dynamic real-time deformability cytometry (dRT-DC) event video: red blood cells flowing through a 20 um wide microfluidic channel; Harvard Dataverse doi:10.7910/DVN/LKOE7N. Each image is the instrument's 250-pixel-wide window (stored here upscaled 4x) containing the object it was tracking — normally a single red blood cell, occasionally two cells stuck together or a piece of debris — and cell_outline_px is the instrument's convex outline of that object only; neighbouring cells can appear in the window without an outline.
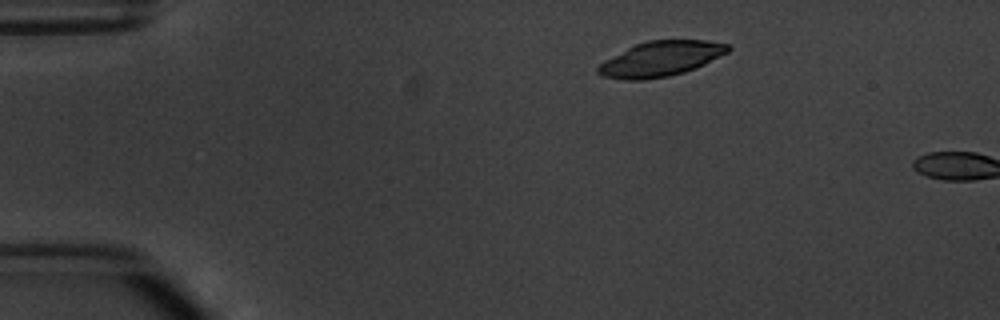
{"species": "common noctule bat (a hibernating species)", "species_latin": "Nyctalus noctula", "temperature_condition": "warm", "stored_images_in_passage": 2, "camera_frame_rate_fps": 3000, "um_per_image_px": 0.085, "animal": {"sex": "male", "body_mass_g": 20.1, "forearm_length_mm": 53.5}, "frame": {"image": 1, "passage_image": 1, "time_ms": 0.0, "image_size_px": [1000, 320], "cell_outline_px": [[732, 48], [728, 52], [696, 68], [684, 72], [668, 76], [644, 80], [624, 80], [604, 76], [596, 72], [596, 68], [604, 60], [636, 44], [648, 40], [704, 40], [728, 44]], "centroid_in_image_um": [56.16, 5.0], "position_along_channel_um": 28.8, "area_um2": 26.41}}